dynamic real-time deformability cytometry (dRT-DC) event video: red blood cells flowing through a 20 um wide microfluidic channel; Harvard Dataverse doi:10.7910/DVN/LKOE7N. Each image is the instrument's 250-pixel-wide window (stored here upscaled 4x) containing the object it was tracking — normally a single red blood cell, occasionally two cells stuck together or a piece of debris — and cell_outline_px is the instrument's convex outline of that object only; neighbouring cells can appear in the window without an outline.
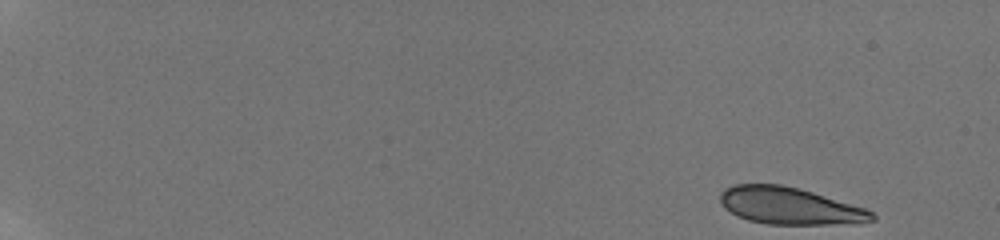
{"species": "human", "species_latin": "Homo sapiens", "temperature_condition": "room temperature", "stored_images_in_passage": 49, "camera_frame_rate_fps": 3000, "um_per_image_px": 0.085, "donor": {"sex": "male"}, "frame": {"image": 1, "passage_image": 1, "time_ms": 0.0, "image_size_px": [1000, 240], "cell_outline_px": [[876, 220], [860, 224], [768, 224], [748, 220], [736, 216], [724, 208], [720, 204], [720, 192], [724, 188], [736, 184], [780, 184], [800, 188], [864, 208], [872, 212], [876, 216]], "centroid_in_image_um": [67.11, 17.51], "position_along_channel_um": 17.9, "area_um2": 33.0}}
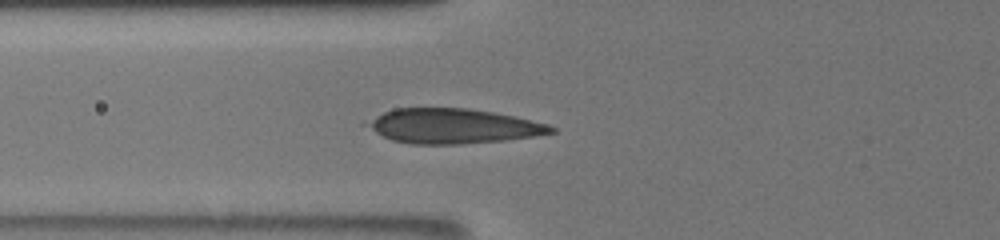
{"frame": {"image": 2, "passage_image": 21, "time_ms": 6.667, "image_size_px": [1000, 240], "cell_outline_px": [[556, 132], [532, 136], [504, 140], [460, 144], [412, 144], [392, 140], [360, 124], [392, 108], [468, 108], [496, 112], [516, 116], [548, 124], [556, 128]], "centroid_in_image_um": [38.49, 10.71], "position_along_channel_um": 87.3, "area_um2": 37.4}}
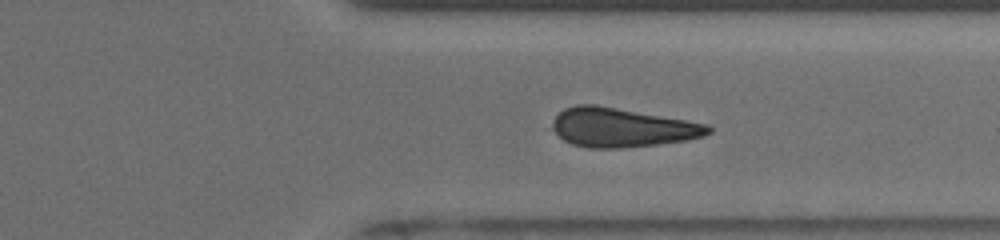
{"frame": {"image": 3, "passage_image": 42, "time_ms": 13.667, "image_size_px": [1000, 240], "cell_outline_px": [[712, 132], [704, 136], [688, 140], [656, 144], [620, 148], [588, 148], [572, 144], [564, 140], [552, 128], [552, 124], [556, 116], [564, 108], [576, 104], [596, 104], [708, 124], [712, 128]], "centroid_in_image_um": [52.86, 10.83], "position_along_channel_um": 358.5, "area_um2": 35.37}}